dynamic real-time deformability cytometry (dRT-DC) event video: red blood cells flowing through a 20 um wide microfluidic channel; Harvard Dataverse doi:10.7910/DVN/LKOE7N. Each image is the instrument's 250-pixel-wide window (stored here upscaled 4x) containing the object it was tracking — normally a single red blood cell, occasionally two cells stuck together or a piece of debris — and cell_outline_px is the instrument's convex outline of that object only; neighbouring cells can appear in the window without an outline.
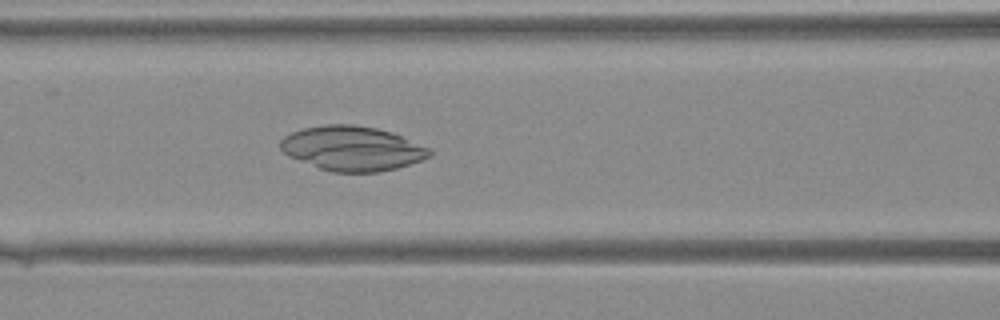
{"species": "Egyptian fruit bat (a non-hibernating species)", "species_latin": "Rousettus aegyptiacus", "temperature_condition": "warm", "stored_images_in_passage": 42, "camera_frame_rate_fps": 3000, "um_per_image_px": 0.085, "animal": {"sex": "female"}, "frame": {"image": 1, "passage_image": 19, "time_ms": 6.0, "image_size_px": [1000, 320], "cell_outline_px": [[432, 156], [396, 168], [376, 172], [332, 172], [320, 168], [288, 156], [280, 148], [280, 140], [284, 136], [292, 132], [304, 128], [324, 124], [352, 124], [376, 128], [392, 132], [428, 148], [432, 152]], "centroid_in_image_um": [29.91, 12.61], "position_along_channel_um": 136.7, "area_um2": 38.44}}
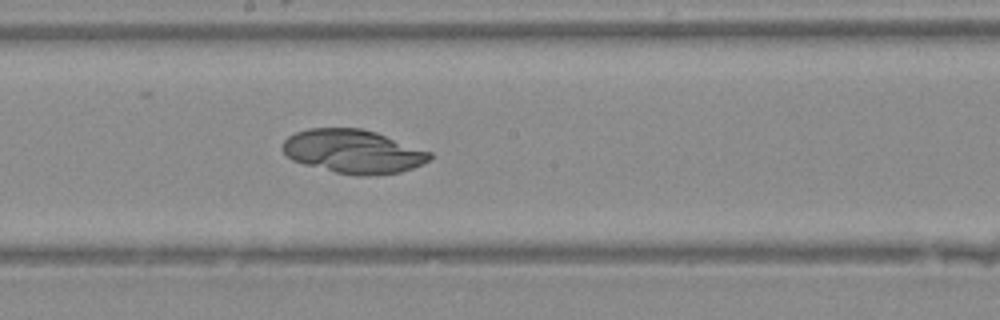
{"frame": {"image": 2, "passage_image": 24, "time_ms": 7.667, "image_size_px": [1000, 320], "cell_outline_px": [[432, 156], [428, 160], [412, 168], [400, 172], [376, 176], [360, 176], [336, 172], [304, 164], [292, 160], [284, 152], [284, 140], [288, 136], [296, 132], [308, 128], [360, 128], [376, 132], [432, 152]], "centroid_in_image_um": [30.03, 12.87], "position_along_channel_um": 218.2, "area_um2": 37.28}}
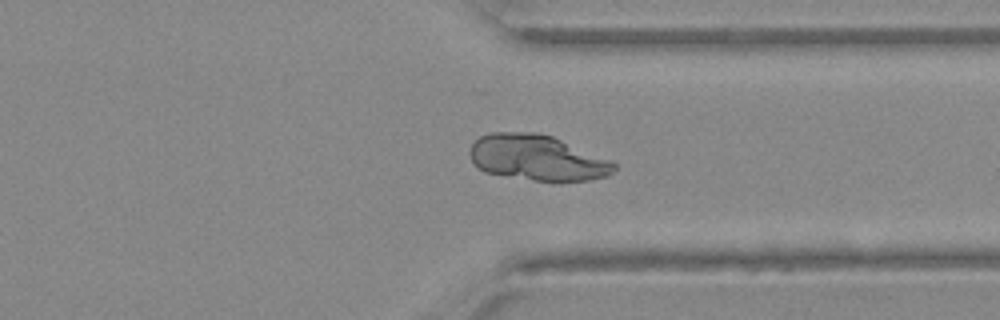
{"frame": {"image": 3, "passage_image": 33, "time_ms": 10.667, "image_size_px": [1000, 320], "cell_outline_px": [[616, 168], [608, 176], [588, 180], [532, 180], [484, 172], [472, 160], [468, 152], [472, 144], [480, 136], [488, 132], [536, 132], [552, 136], [612, 160], [616, 164]], "centroid_in_image_um": [45.66, 13.39], "position_along_channel_um": 365.7, "area_um2": 38.21}}